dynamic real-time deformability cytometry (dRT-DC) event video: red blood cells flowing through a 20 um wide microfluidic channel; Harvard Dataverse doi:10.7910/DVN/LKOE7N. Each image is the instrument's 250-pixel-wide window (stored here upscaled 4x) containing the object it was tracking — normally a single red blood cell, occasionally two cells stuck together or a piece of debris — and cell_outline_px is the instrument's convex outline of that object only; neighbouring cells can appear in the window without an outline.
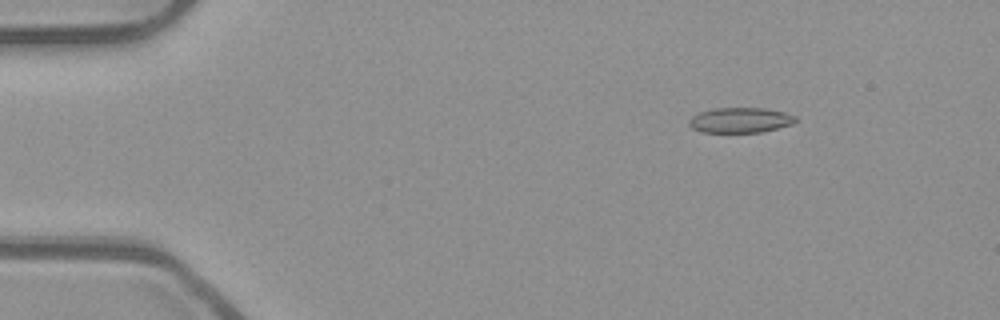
{"species": "common noctule bat (a hibernating species)", "species_latin": "Nyctalus noctula", "temperature_condition": "room temperature", "stored_images_in_passage": 48, "camera_frame_rate_fps": 3000, "um_per_image_px": 0.085, "animal": {"sex": "male", "body_mass_g": 23.1, "forearm_length_mm": 52.7}, "frame": {"image": 1, "passage_image": 2, "time_ms": 0.333, "image_size_px": [1000, 320], "cell_outline_px": [[796, 120], [792, 124], [760, 132], [700, 132], [692, 128], [688, 124], [688, 120], [692, 116], [700, 112], [716, 108], [764, 108], [784, 112], [796, 116]], "centroid_in_image_um": [62.89, 10.21], "position_along_channel_um": 22.1, "area_um2": 15.55}}
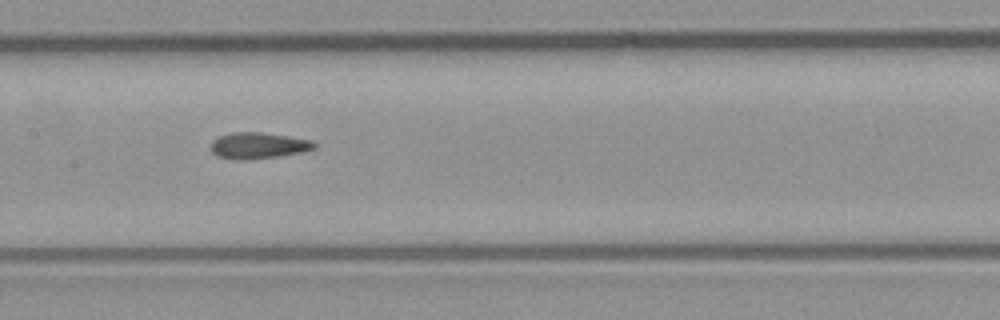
{"frame": {"image": 2, "passage_image": 21, "time_ms": 6.667, "image_size_px": [1000, 320], "cell_outline_px": [[316, 148], [304, 152], [248, 160], [236, 160], [216, 156], [212, 152], [212, 140], [220, 136], [232, 132], [260, 132], [288, 136], [312, 140], [316, 144]], "centroid_in_image_um": [21.96, 12.37], "position_along_channel_um": 185.4, "area_um2": 15.84}}
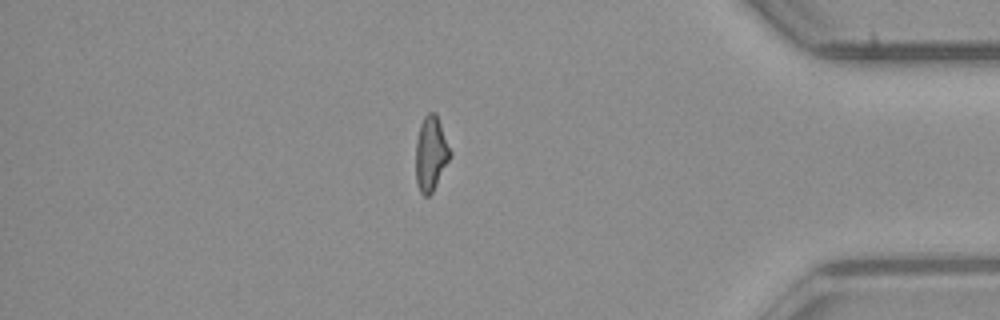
{"frame": {"image": 3, "passage_image": 40, "time_ms": 13.0, "image_size_px": [1000, 320], "cell_outline_px": [[452, 152], [432, 192], [428, 196], [424, 196], [420, 192], [416, 180], [416, 140], [420, 124], [424, 116], [428, 112], [436, 112]], "centroid_in_image_um": [36.61, 13.01], "position_along_channel_um": 398.6, "area_um2": 14.8}, "authors_computed_cell_mechanics": {"area_um2": 15.4615, "velocity_mm_per_s": 3.9236, "shape_relaxation_time_tau1_ms": null, "shape_relaxation_time_tau2_ms": 3.4259, "deformation_change_tau1": null, "deformation_change_tau2": 0.1003}}